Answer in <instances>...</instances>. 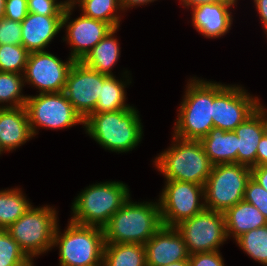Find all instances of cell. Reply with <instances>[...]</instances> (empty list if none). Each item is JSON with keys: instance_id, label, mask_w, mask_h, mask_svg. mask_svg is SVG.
<instances>
[{"instance_id": "f35d334b", "label": "cell", "mask_w": 267, "mask_h": 266, "mask_svg": "<svg viewBox=\"0 0 267 266\" xmlns=\"http://www.w3.org/2000/svg\"><path fill=\"white\" fill-rule=\"evenodd\" d=\"M256 10L259 14L261 24L264 26V33L267 36V0H253Z\"/></svg>"}, {"instance_id": "603a6c76", "label": "cell", "mask_w": 267, "mask_h": 266, "mask_svg": "<svg viewBox=\"0 0 267 266\" xmlns=\"http://www.w3.org/2000/svg\"><path fill=\"white\" fill-rule=\"evenodd\" d=\"M119 28H113L96 46H94L81 62L87 67L106 74L114 75L112 68L120 58V44L115 37Z\"/></svg>"}, {"instance_id": "7a4b0ae2", "label": "cell", "mask_w": 267, "mask_h": 266, "mask_svg": "<svg viewBox=\"0 0 267 266\" xmlns=\"http://www.w3.org/2000/svg\"><path fill=\"white\" fill-rule=\"evenodd\" d=\"M157 202H132L131 198L116 211L103 227L104 243H145L161 228Z\"/></svg>"}, {"instance_id": "7c38bea8", "label": "cell", "mask_w": 267, "mask_h": 266, "mask_svg": "<svg viewBox=\"0 0 267 266\" xmlns=\"http://www.w3.org/2000/svg\"><path fill=\"white\" fill-rule=\"evenodd\" d=\"M184 238L189 254L220 251L227 241L225 216L222 212L204 209L176 226Z\"/></svg>"}, {"instance_id": "ab89813d", "label": "cell", "mask_w": 267, "mask_h": 266, "mask_svg": "<svg viewBox=\"0 0 267 266\" xmlns=\"http://www.w3.org/2000/svg\"><path fill=\"white\" fill-rule=\"evenodd\" d=\"M238 0H180V4L183 5V8L187 7V9L195 8L199 5L203 4H211V3H217V2H223V3H237Z\"/></svg>"}, {"instance_id": "b9f144b4", "label": "cell", "mask_w": 267, "mask_h": 266, "mask_svg": "<svg viewBox=\"0 0 267 266\" xmlns=\"http://www.w3.org/2000/svg\"><path fill=\"white\" fill-rule=\"evenodd\" d=\"M163 266H190L189 265V260H182V261H176L167 265H163Z\"/></svg>"}, {"instance_id": "e0dca14e", "label": "cell", "mask_w": 267, "mask_h": 266, "mask_svg": "<svg viewBox=\"0 0 267 266\" xmlns=\"http://www.w3.org/2000/svg\"><path fill=\"white\" fill-rule=\"evenodd\" d=\"M236 3H211L199 5L192 10V25L206 38H219L229 32L233 18L230 9Z\"/></svg>"}, {"instance_id": "1f68e13d", "label": "cell", "mask_w": 267, "mask_h": 266, "mask_svg": "<svg viewBox=\"0 0 267 266\" xmlns=\"http://www.w3.org/2000/svg\"><path fill=\"white\" fill-rule=\"evenodd\" d=\"M28 13L39 14L42 16H63L65 7L71 0H27Z\"/></svg>"}, {"instance_id": "f546056e", "label": "cell", "mask_w": 267, "mask_h": 266, "mask_svg": "<svg viewBox=\"0 0 267 266\" xmlns=\"http://www.w3.org/2000/svg\"><path fill=\"white\" fill-rule=\"evenodd\" d=\"M0 266H34L7 228H0Z\"/></svg>"}, {"instance_id": "f1b7e54d", "label": "cell", "mask_w": 267, "mask_h": 266, "mask_svg": "<svg viewBox=\"0 0 267 266\" xmlns=\"http://www.w3.org/2000/svg\"><path fill=\"white\" fill-rule=\"evenodd\" d=\"M235 243L254 261L267 266V225L242 234Z\"/></svg>"}, {"instance_id": "484cf974", "label": "cell", "mask_w": 267, "mask_h": 266, "mask_svg": "<svg viewBox=\"0 0 267 266\" xmlns=\"http://www.w3.org/2000/svg\"><path fill=\"white\" fill-rule=\"evenodd\" d=\"M71 4L78 5L81 14L87 17L104 21L113 28L120 26L121 15L118 13L123 11L120 0H71Z\"/></svg>"}, {"instance_id": "d590c367", "label": "cell", "mask_w": 267, "mask_h": 266, "mask_svg": "<svg viewBox=\"0 0 267 266\" xmlns=\"http://www.w3.org/2000/svg\"><path fill=\"white\" fill-rule=\"evenodd\" d=\"M188 260L190 266H225L220 251L194 253Z\"/></svg>"}, {"instance_id": "4316f807", "label": "cell", "mask_w": 267, "mask_h": 266, "mask_svg": "<svg viewBox=\"0 0 267 266\" xmlns=\"http://www.w3.org/2000/svg\"><path fill=\"white\" fill-rule=\"evenodd\" d=\"M20 189L0 190V228H8L32 206Z\"/></svg>"}, {"instance_id": "44dd1931", "label": "cell", "mask_w": 267, "mask_h": 266, "mask_svg": "<svg viewBox=\"0 0 267 266\" xmlns=\"http://www.w3.org/2000/svg\"><path fill=\"white\" fill-rule=\"evenodd\" d=\"M200 141L213 166L237 163L238 144L234 131L213 127Z\"/></svg>"}, {"instance_id": "74e56055", "label": "cell", "mask_w": 267, "mask_h": 266, "mask_svg": "<svg viewBox=\"0 0 267 266\" xmlns=\"http://www.w3.org/2000/svg\"><path fill=\"white\" fill-rule=\"evenodd\" d=\"M267 165V136L264 134L257 147L256 166Z\"/></svg>"}, {"instance_id": "8d00e7d4", "label": "cell", "mask_w": 267, "mask_h": 266, "mask_svg": "<svg viewBox=\"0 0 267 266\" xmlns=\"http://www.w3.org/2000/svg\"><path fill=\"white\" fill-rule=\"evenodd\" d=\"M251 178L267 191V165L252 167Z\"/></svg>"}, {"instance_id": "ffe728a7", "label": "cell", "mask_w": 267, "mask_h": 266, "mask_svg": "<svg viewBox=\"0 0 267 266\" xmlns=\"http://www.w3.org/2000/svg\"><path fill=\"white\" fill-rule=\"evenodd\" d=\"M234 132L237 135V163L247 167H256L257 147L264 135L263 105L251 114Z\"/></svg>"}, {"instance_id": "4fadbf2b", "label": "cell", "mask_w": 267, "mask_h": 266, "mask_svg": "<svg viewBox=\"0 0 267 266\" xmlns=\"http://www.w3.org/2000/svg\"><path fill=\"white\" fill-rule=\"evenodd\" d=\"M74 62L70 57L64 62L48 51L29 53L24 82L38 89L39 93L63 92Z\"/></svg>"}, {"instance_id": "d6986e66", "label": "cell", "mask_w": 267, "mask_h": 266, "mask_svg": "<svg viewBox=\"0 0 267 266\" xmlns=\"http://www.w3.org/2000/svg\"><path fill=\"white\" fill-rule=\"evenodd\" d=\"M25 106L0 108V147L5 153L33 138Z\"/></svg>"}, {"instance_id": "5b68a950", "label": "cell", "mask_w": 267, "mask_h": 266, "mask_svg": "<svg viewBox=\"0 0 267 266\" xmlns=\"http://www.w3.org/2000/svg\"><path fill=\"white\" fill-rule=\"evenodd\" d=\"M185 89L173 135L185 140H201L214 127L213 81L193 77Z\"/></svg>"}, {"instance_id": "8992f818", "label": "cell", "mask_w": 267, "mask_h": 266, "mask_svg": "<svg viewBox=\"0 0 267 266\" xmlns=\"http://www.w3.org/2000/svg\"><path fill=\"white\" fill-rule=\"evenodd\" d=\"M68 222L63 233L58 224L54 235L53 247L59 248V266L103 265V228Z\"/></svg>"}, {"instance_id": "5bb4252c", "label": "cell", "mask_w": 267, "mask_h": 266, "mask_svg": "<svg viewBox=\"0 0 267 266\" xmlns=\"http://www.w3.org/2000/svg\"><path fill=\"white\" fill-rule=\"evenodd\" d=\"M107 76L81 61H75L71 67L63 93L83 120L94 111L101 96V83Z\"/></svg>"}, {"instance_id": "7402d4cb", "label": "cell", "mask_w": 267, "mask_h": 266, "mask_svg": "<svg viewBox=\"0 0 267 266\" xmlns=\"http://www.w3.org/2000/svg\"><path fill=\"white\" fill-rule=\"evenodd\" d=\"M227 238L236 240L242 234L267 225V219L254 205L240 201L225 213Z\"/></svg>"}, {"instance_id": "d4e9b609", "label": "cell", "mask_w": 267, "mask_h": 266, "mask_svg": "<svg viewBox=\"0 0 267 266\" xmlns=\"http://www.w3.org/2000/svg\"><path fill=\"white\" fill-rule=\"evenodd\" d=\"M104 266H147L145 245L137 243H105Z\"/></svg>"}, {"instance_id": "30bf717a", "label": "cell", "mask_w": 267, "mask_h": 266, "mask_svg": "<svg viewBox=\"0 0 267 266\" xmlns=\"http://www.w3.org/2000/svg\"><path fill=\"white\" fill-rule=\"evenodd\" d=\"M158 201L162 224L176 227L205 209L204 186L186 181L166 180Z\"/></svg>"}, {"instance_id": "6da1fadb", "label": "cell", "mask_w": 267, "mask_h": 266, "mask_svg": "<svg viewBox=\"0 0 267 266\" xmlns=\"http://www.w3.org/2000/svg\"><path fill=\"white\" fill-rule=\"evenodd\" d=\"M138 110L91 113L84 120L86 134L105 150L124 153L135 149L142 140L143 126Z\"/></svg>"}, {"instance_id": "2e32d148", "label": "cell", "mask_w": 267, "mask_h": 266, "mask_svg": "<svg viewBox=\"0 0 267 266\" xmlns=\"http://www.w3.org/2000/svg\"><path fill=\"white\" fill-rule=\"evenodd\" d=\"M145 252L147 266H163L190 256L178 229L165 225L145 243Z\"/></svg>"}, {"instance_id": "9c48e42d", "label": "cell", "mask_w": 267, "mask_h": 266, "mask_svg": "<svg viewBox=\"0 0 267 266\" xmlns=\"http://www.w3.org/2000/svg\"><path fill=\"white\" fill-rule=\"evenodd\" d=\"M25 108L34 137L38 133L39 127L58 130L76 124L84 125V120L74 110L63 92L28 95Z\"/></svg>"}, {"instance_id": "8fae6325", "label": "cell", "mask_w": 267, "mask_h": 266, "mask_svg": "<svg viewBox=\"0 0 267 266\" xmlns=\"http://www.w3.org/2000/svg\"><path fill=\"white\" fill-rule=\"evenodd\" d=\"M262 104L240 85L213 81V124L225 131H234Z\"/></svg>"}, {"instance_id": "e575fe53", "label": "cell", "mask_w": 267, "mask_h": 266, "mask_svg": "<svg viewBox=\"0 0 267 266\" xmlns=\"http://www.w3.org/2000/svg\"><path fill=\"white\" fill-rule=\"evenodd\" d=\"M28 15L27 0H5L4 17L22 22Z\"/></svg>"}, {"instance_id": "ba28073f", "label": "cell", "mask_w": 267, "mask_h": 266, "mask_svg": "<svg viewBox=\"0 0 267 266\" xmlns=\"http://www.w3.org/2000/svg\"><path fill=\"white\" fill-rule=\"evenodd\" d=\"M251 178V168L238 163L218 164L212 167L204 184L205 209L225 213L243 201Z\"/></svg>"}, {"instance_id": "7bdbcfd3", "label": "cell", "mask_w": 267, "mask_h": 266, "mask_svg": "<svg viewBox=\"0 0 267 266\" xmlns=\"http://www.w3.org/2000/svg\"><path fill=\"white\" fill-rule=\"evenodd\" d=\"M263 128L264 134L267 136V109L263 106Z\"/></svg>"}, {"instance_id": "277c9868", "label": "cell", "mask_w": 267, "mask_h": 266, "mask_svg": "<svg viewBox=\"0 0 267 266\" xmlns=\"http://www.w3.org/2000/svg\"><path fill=\"white\" fill-rule=\"evenodd\" d=\"M127 184L106 181L91 184L74 199L71 221L81 225L103 228L131 197Z\"/></svg>"}, {"instance_id": "9a60e30c", "label": "cell", "mask_w": 267, "mask_h": 266, "mask_svg": "<svg viewBox=\"0 0 267 266\" xmlns=\"http://www.w3.org/2000/svg\"><path fill=\"white\" fill-rule=\"evenodd\" d=\"M74 8L75 6L70 3L64 9L62 28L66 27V37L62 40L72 47L69 57L75 61H81L113 27L104 21L83 14L74 20H70Z\"/></svg>"}, {"instance_id": "4dcf8cb0", "label": "cell", "mask_w": 267, "mask_h": 266, "mask_svg": "<svg viewBox=\"0 0 267 266\" xmlns=\"http://www.w3.org/2000/svg\"><path fill=\"white\" fill-rule=\"evenodd\" d=\"M29 52L22 45H0V71L23 74Z\"/></svg>"}, {"instance_id": "60d3db41", "label": "cell", "mask_w": 267, "mask_h": 266, "mask_svg": "<svg viewBox=\"0 0 267 266\" xmlns=\"http://www.w3.org/2000/svg\"><path fill=\"white\" fill-rule=\"evenodd\" d=\"M154 1L157 0H120L123 12L124 10H128V8H133L134 6L136 7V6L146 5Z\"/></svg>"}, {"instance_id": "836d02e7", "label": "cell", "mask_w": 267, "mask_h": 266, "mask_svg": "<svg viewBox=\"0 0 267 266\" xmlns=\"http://www.w3.org/2000/svg\"><path fill=\"white\" fill-rule=\"evenodd\" d=\"M21 22L7 19L5 17L0 19V45L21 44Z\"/></svg>"}, {"instance_id": "3957f363", "label": "cell", "mask_w": 267, "mask_h": 266, "mask_svg": "<svg viewBox=\"0 0 267 266\" xmlns=\"http://www.w3.org/2000/svg\"><path fill=\"white\" fill-rule=\"evenodd\" d=\"M167 150L154 159L157 170L165 180H179L199 185L206 183L213 165L200 140H185L173 135Z\"/></svg>"}, {"instance_id": "d6a6232c", "label": "cell", "mask_w": 267, "mask_h": 266, "mask_svg": "<svg viewBox=\"0 0 267 266\" xmlns=\"http://www.w3.org/2000/svg\"><path fill=\"white\" fill-rule=\"evenodd\" d=\"M243 200L257 207L267 219V191L252 178L247 183Z\"/></svg>"}, {"instance_id": "ac0fdd59", "label": "cell", "mask_w": 267, "mask_h": 266, "mask_svg": "<svg viewBox=\"0 0 267 266\" xmlns=\"http://www.w3.org/2000/svg\"><path fill=\"white\" fill-rule=\"evenodd\" d=\"M63 16H42L28 13L21 22V44L29 53L45 51L62 29Z\"/></svg>"}, {"instance_id": "52a82bcc", "label": "cell", "mask_w": 267, "mask_h": 266, "mask_svg": "<svg viewBox=\"0 0 267 266\" xmlns=\"http://www.w3.org/2000/svg\"><path fill=\"white\" fill-rule=\"evenodd\" d=\"M57 212L50 205L36 208L32 205L7 228L9 235L32 261L35 257L52 250L55 231L59 224Z\"/></svg>"}, {"instance_id": "ee69618b", "label": "cell", "mask_w": 267, "mask_h": 266, "mask_svg": "<svg viewBox=\"0 0 267 266\" xmlns=\"http://www.w3.org/2000/svg\"><path fill=\"white\" fill-rule=\"evenodd\" d=\"M5 0H0V19L4 17Z\"/></svg>"}, {"instance_id": "83f0119b", "label": "cell", "mask_w": 267, "mask_h": 266, "mask_svg": "<svg viewBox=\"0 0 267 266\" xmlns=\"http://www.w3.org/2000/svg\"><path fill=\"white\" fill-rule=\"evenodd\" d=\"M24 84L23 74L0 71V108L25 106L28 95L22 94Z\"/></svg>"}, {"instance_id": "cb8c5ba5", "label": "cell", "mask_w": 267, "mask_h": 266, "mask_svg": "<svg viewBox=\"0 0 267 266\" xmlns=\"http://www.w3.org/2000/svg\"><path fill=\"white\" fill-rule=\"evenodd\" d=\"M129 71H125L122 75H125L126 79H116L115 75H108L103 83H101V96H99L96 103V107L92 113H107L111 111H119L124 109H130L133 106L126 103V86L132 83L129 78ZM128 75V76H127Z\"/></svg>"}]
</instances>
